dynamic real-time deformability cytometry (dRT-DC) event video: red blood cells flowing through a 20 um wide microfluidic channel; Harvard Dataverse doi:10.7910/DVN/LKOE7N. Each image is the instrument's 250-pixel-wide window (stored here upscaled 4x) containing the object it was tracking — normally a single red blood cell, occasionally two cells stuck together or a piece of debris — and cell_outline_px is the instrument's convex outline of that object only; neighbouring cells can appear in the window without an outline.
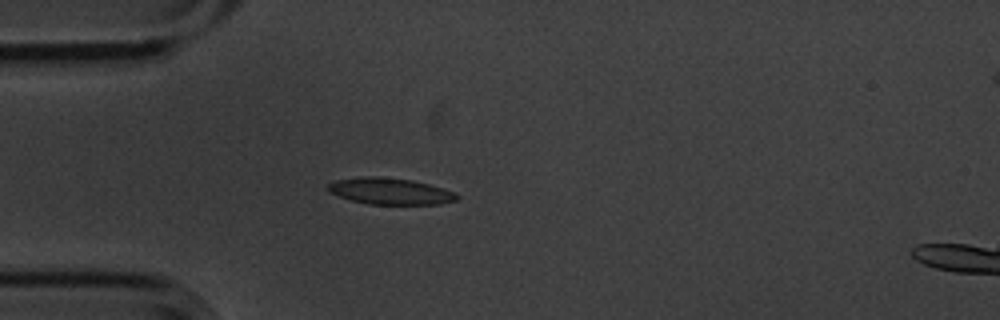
{"species": "common noctule bat (a hibernating species)", "species_latin": "Nyctalus noctula", "temperature_condition": "cold", "stored_images_in_passage": 5, "camera_frame_rate_fps": 3000, "um_per_image_px": 0.085, "animal": {"sex": "male", "body_mass_g": 20.1, "forearm_length_mm": 53.5}, "frame": {"image": 1, "passage_image": 5, "time_ms": 1.333, "image_size_px": [1000, 320], "cell_outline_px": [[460, 196], [456, 200], [440, 204], [368, 204], [352, 200], [328, 192], [328, 184], [332, 180], [360, 176], [376, 176], [412, 180], [444, 188], [456, 192]], "centroid_in_image_um": [33.16, 16.24], "position_along_channel_um": 51.8, "area_um2": 20.0}}